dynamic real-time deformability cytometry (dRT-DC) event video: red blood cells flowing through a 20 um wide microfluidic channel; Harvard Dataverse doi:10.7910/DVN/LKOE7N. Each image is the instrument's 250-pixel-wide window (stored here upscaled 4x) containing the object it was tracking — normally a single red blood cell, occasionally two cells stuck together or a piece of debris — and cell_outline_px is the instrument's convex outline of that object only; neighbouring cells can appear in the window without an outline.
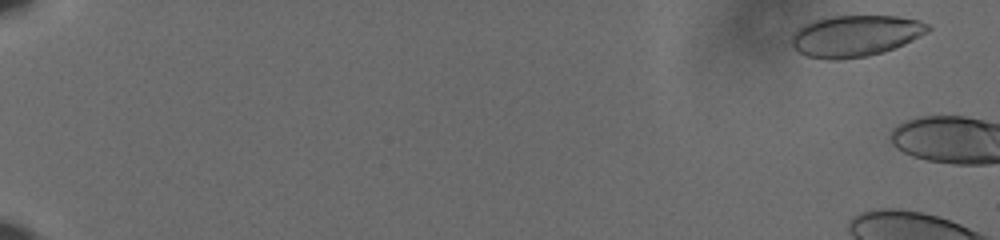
{"species": "human", "species_latin": "Homo sapiens", "temperature_condition": "cold", "stored_images_in_passage": 7, "camera_frame_rate_fps": 3000, "um_per_image_px": 0.085, "donor": {"sex": "male"}, "frame": {"image": 1, "passage_image": 3, "time_ms": 0.667, "image_size_px": [1000, 240], "cell_outline_px": [[932, 28], [928, 32], [904, 44], [884, 52], [868, 56], [840, 60], [828, 60], [808, 56], [792, 48], [792, 32], [796, 28], [812, 20], [832, 16], [896, 16], [920, 20], [928, 24]], "centroid_in_image_um": [72.69, 3.05], "position_along_channel_um": 12.3, "area_um2": 33.18}}